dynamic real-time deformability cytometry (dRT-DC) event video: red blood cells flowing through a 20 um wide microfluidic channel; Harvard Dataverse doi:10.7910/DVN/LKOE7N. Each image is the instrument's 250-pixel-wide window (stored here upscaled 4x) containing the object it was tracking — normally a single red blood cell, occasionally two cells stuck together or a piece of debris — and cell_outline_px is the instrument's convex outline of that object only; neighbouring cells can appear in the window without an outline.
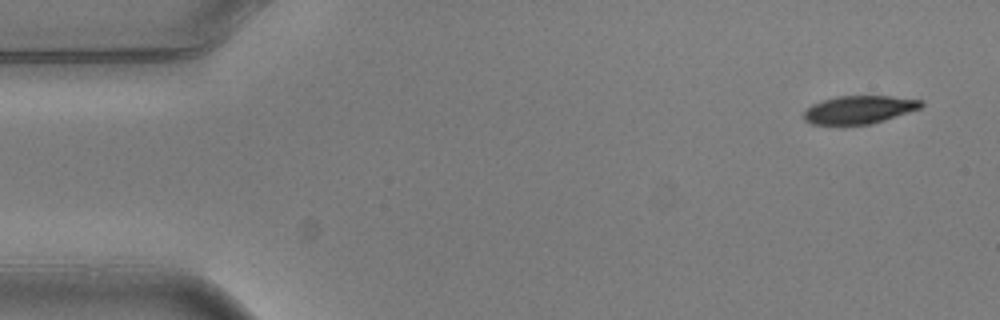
{"species": "common noctule bat (a hibernating species)", "species_latin": "Nyctalus noctula", "temperature_condition": "warm", "stored_images_in_passage": 6, "camera_frame_rate_fps": 3000, "um_per_image_px": 0.085, "animal": {"sex": "male", "body_mass_g": 20.5, "forearm_length_mm": 52.5}, "frame": {"image": 1, "passage_image": 1, "time_ms": 0.0, "image_size_px": [1000, 320], "cell_outline_px": [[924, 104], [920, 108], [872, 124], [812, 124], [804, 120], [804, 112], [812, 104], [836, 96], [888, 96], [924, 100]], "centroid_in_image_um": [73.04, 9.31], "position_along_channel_um": 12.0, "area_um2": 18.96}}